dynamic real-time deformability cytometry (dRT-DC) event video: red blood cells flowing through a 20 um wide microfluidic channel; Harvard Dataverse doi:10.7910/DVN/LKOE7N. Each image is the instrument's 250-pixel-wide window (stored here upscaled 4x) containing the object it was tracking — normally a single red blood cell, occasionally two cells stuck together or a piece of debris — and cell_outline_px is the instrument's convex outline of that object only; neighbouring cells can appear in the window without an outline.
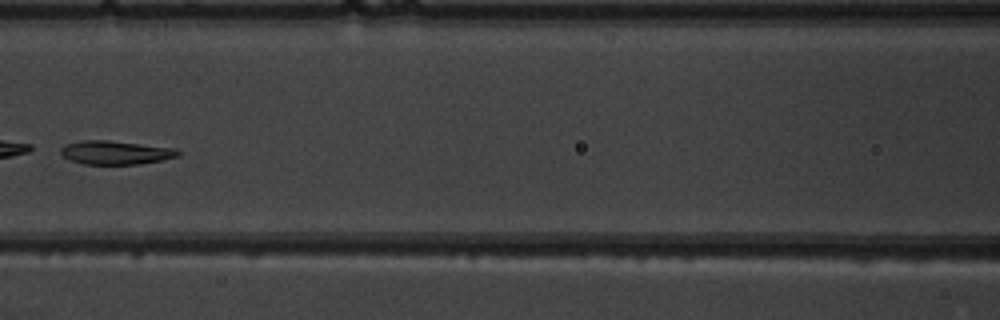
{"species": "common noctule bat (a hibernating species)", "species_latin": "Nyctalus noctula", "temperature_condition": "warm", "stored_images_in_passage": 7, "camera_frame_rate_fps": 3000, "um_per_image_px": 0.085, "animal": {"sex": "male", "body_mass_g": 19.5, "forearm_length_mm": 54.6}, "frame": {"image": 1, "passage_image": 6, "time_ms": 6.0, "image_size_px": [1000, 320], "cell_outline_px": [[180, 156], [140, 164], [84, 164], [68, 160], [60, 152], [60, 148], [64, 144], [84, 140], [108, 140], [176, 148], [180, 152]], "centroid_in_image_um": [9.81, 12.96], "position_along_channel_um": 156.8, "area_um2": 16.24}}
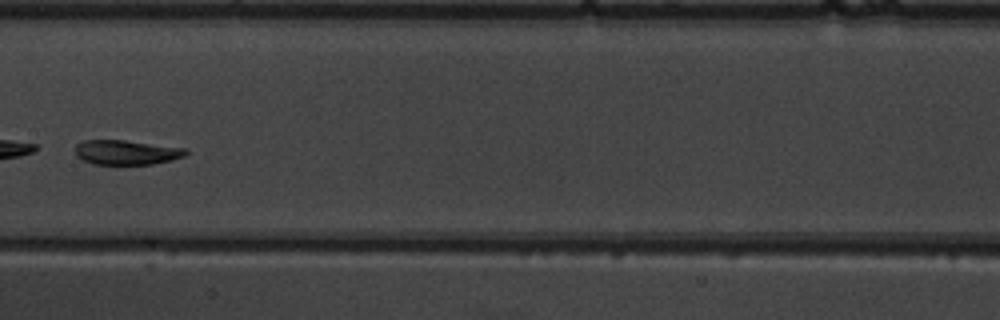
{"frame": {"image": 2, "passage_image": 7, "time_ms": 7.0, "image_size_px": [1000, 320], "cell_outline_px": [[188, 152], [184, 156], [172, 160], [152, 164], [92, 164], [76, 156], [76, 144], [84, 140], [124, 140], [188, 148]], "centroid_in_image_um": [10.77, 12.94], "position_along_channel_um": 196.6, "area_um2": 15.9}}